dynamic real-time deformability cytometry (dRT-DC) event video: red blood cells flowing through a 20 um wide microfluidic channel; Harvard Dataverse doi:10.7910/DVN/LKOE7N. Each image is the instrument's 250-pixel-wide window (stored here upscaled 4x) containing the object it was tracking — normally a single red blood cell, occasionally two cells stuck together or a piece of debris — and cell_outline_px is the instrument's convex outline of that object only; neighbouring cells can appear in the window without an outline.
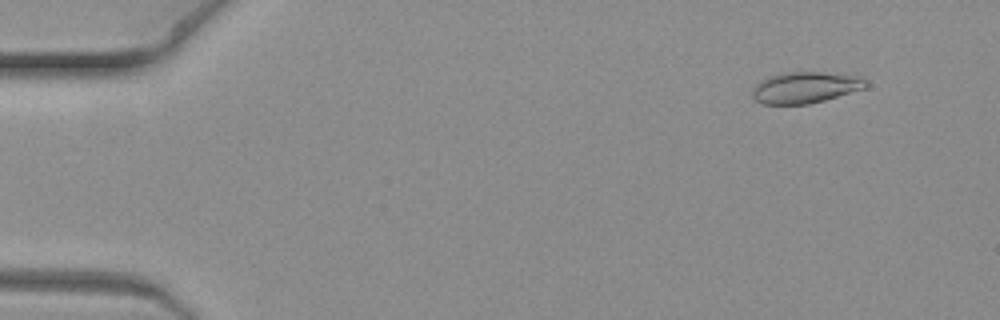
{"species": "common noctule bat (a hibernating species)", "species_latin": "Nyctalus noctula", "temperature_condition": "warm", "stored_images_in_passage": 9, "camera_frame_rate_fps": 3000, "um_per_image_px": 0.085, "animal": {"sex": "female", "body_mass_g": 19.3, "forearm_length_mm": 54.1}, "frame": {"image": 1, "passage_image": 1, "time_ms": 0.0, "image_size_px": [1000, 320], "cell_outline_px": [[868, 84], [864, 88], [824, 100], [808, 104], [760, 104], [752, 96], [752, 88], [760, 80], [784, 72], [820, 72], [860, 76], [868, 80]], "centroid_in_image_um": [68.43, 7.43], "position_along_channel_um": 16.6, "area_um2": 20.63}}
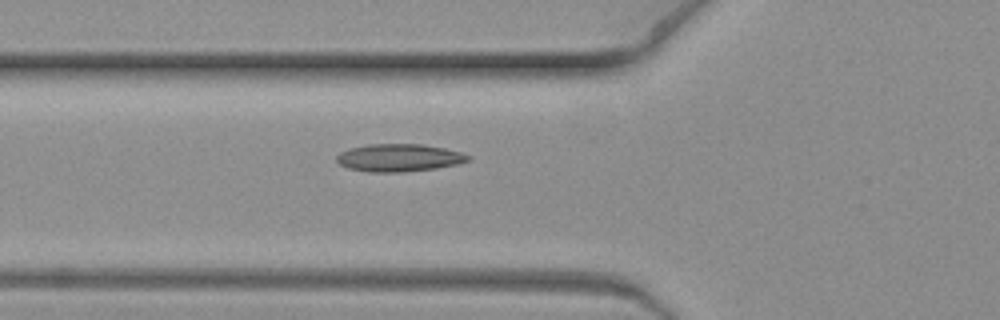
{"frame": {"image": 2, "passage_image": 7, "time_ms": 2.0, "image_size_px": [1000, 320], "cell_outline_px": [[472, 156], [468, 160], [456, 164], [436, 168], [400, 172], [368, 172], [348, 168], [340, 164], [336, 160], [336, 156], [340, 152], [348, 148], [368, 144], [420, 144], [444, 148], [460, 152]], "centroid_in_image_um": [33.87, 13.4], "position_along_channel_um": 91.9, "area_um2": 21.1}}
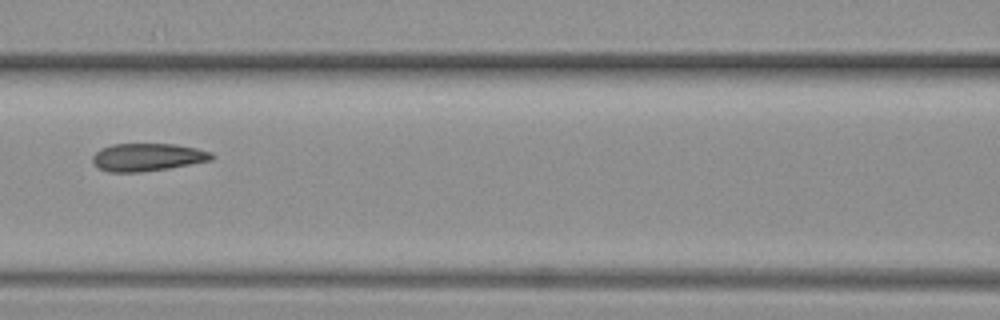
{"frame": {"image": 3, "passage_image": 9, "time_ms": 2.667, "image_size_px": [1000, 320], "cell_outline_px": [[216, 156], [212, 160], [168, 168], [140, 172], [108, 172], [100, 168], [92, 160], [92, 156], [100, 148], [112, 144], [176, 144], [196, 148], [212, 152]], "centroid_in_image_um": [12.56, 13.35], "position_along_channel_um": 154.0, "area_um2": 19.25}}